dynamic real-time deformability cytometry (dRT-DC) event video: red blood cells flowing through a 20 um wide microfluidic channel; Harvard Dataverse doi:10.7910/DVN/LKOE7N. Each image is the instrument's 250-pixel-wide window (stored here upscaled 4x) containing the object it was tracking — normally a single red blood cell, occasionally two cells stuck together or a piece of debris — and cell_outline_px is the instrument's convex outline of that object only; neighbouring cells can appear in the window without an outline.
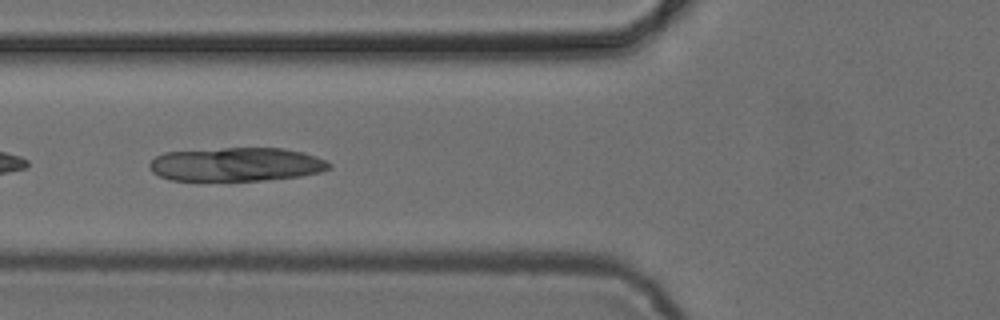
{"species": "common noctule bat (a hibernating species)", "species_latin": "Nyctalus noctula", "temperature_condition": "cold", "stored_images_in_passage": 50, "camera_frame_rate_fps": 3000, "um_per_image_px": 0.085, "animal": {"sex": "female", "body_mass_g": 24.6, "forearm_length_mm": 56.2}, "frame": {"image": 1, "passage_image": 19, "time_ms": 6.0, "image_size_px": [1000, 320], "cell_outline_px": [[332, 168], [320, 172], [300, 176], [260, 180], [168, 180], [152, 172], [148, 168], [148, 164], [156, 156], [164, 152], [224, 148], [284, 148], [304, 152], [316, 156], [332, 164]], "centroid_in_image_um": [20.08, 13.96], "position_along_channel_um": 105.7, "area_um2": 35.37}}
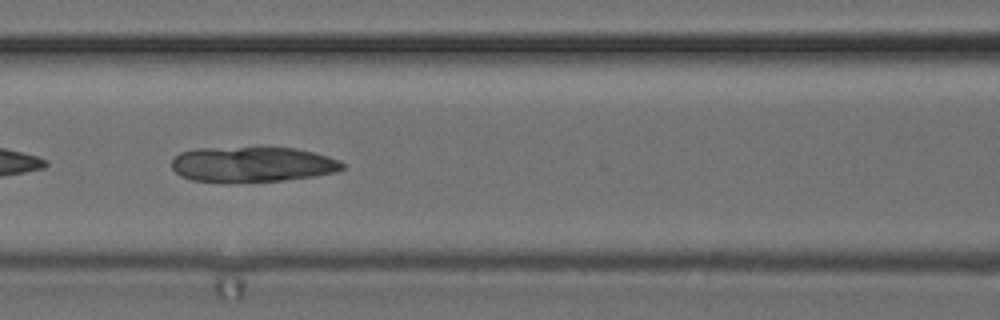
{"frame": {"image": 2, "passage_image": 22, "time_ms": 7.0, "image_size_px": [1000, 320], "cell_outline_px": [[348, 164], [344, 168], [336, 172], [316, 176], [284, 180], [228, 184], [224, 184], [192, 180], [180, 176], [172, 168], [172, 160], [180, 152], [200, 148], [296, 148], [328, 156], [340, 160]], "centroid_in_image_um": [21.46, 14.0], "position_along_channel_um": 145.1, "area_um2": 35.78}}
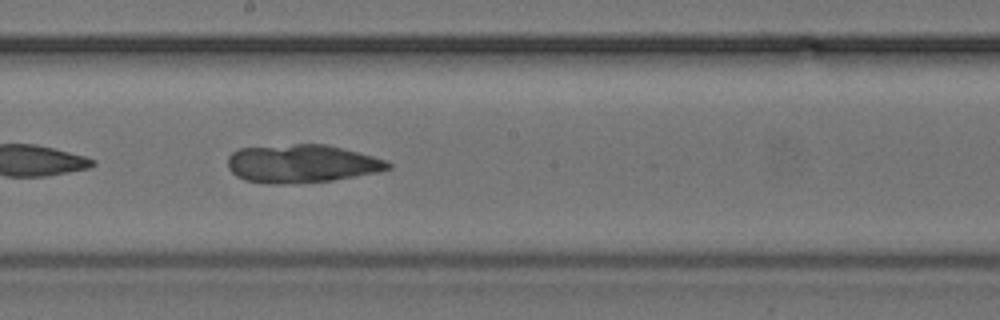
{"frame": {"image": 3, "passage_image": 28, "time_ms": 9.0, "image_size_px": [1000, 320], "cell_outline_px": [[392, 168], [380, 172], [332, 180], [284, 184], [268, 184], [244, 180], [236, 176], [228, 168], [228, 156], [232, 152], [240, 148], [296, 144], [328, 144], [344, 148], [388, 160], [392, 164]], "centroid_in_image_um": [25.67, 13.91], "position_along_channel_um": 222.5, "area_um2": 35.95}}